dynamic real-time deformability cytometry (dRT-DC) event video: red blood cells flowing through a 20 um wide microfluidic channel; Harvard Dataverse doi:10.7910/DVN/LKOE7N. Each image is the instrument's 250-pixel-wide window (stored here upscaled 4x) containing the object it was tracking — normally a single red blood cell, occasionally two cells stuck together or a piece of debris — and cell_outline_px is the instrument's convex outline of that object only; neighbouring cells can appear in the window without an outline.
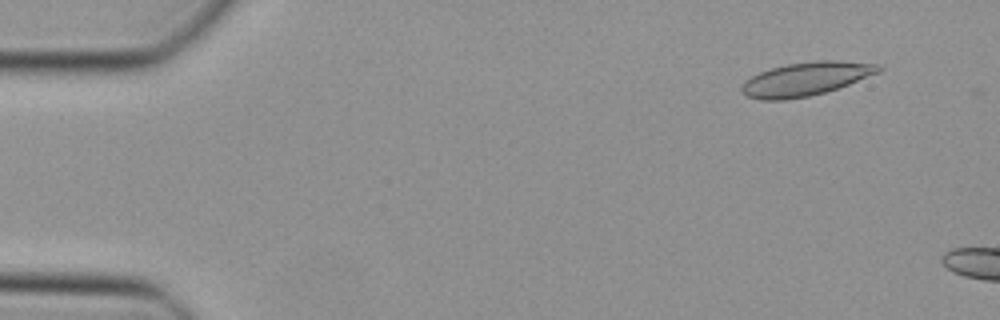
{"species": "Egyptian fruit bat (a non-hibernating species)", "species_latin": "Rousettus aegyptiacus", "temperature_condition": "cold", "stored_images_in_passage": 8, "camera_frame_rate_fps": 3000, "um_per_image_px": 0.085, "animal": {"sex": "female"}, "frame": {"image": 1, "passage_image": 2, "time_ms": 0.333, "image_size_px": [1000, 320], "cell_outline_px": [[884, 68], [880, 72], [848, 84], [824, 92], [808, 96], [784, 100], [760, 100], [748, 96], [740, 88], [744, 80], [760, 72], [772, 68], [788, 64], [816, 60], [836, 60], [880, 64]], "centroid_in_image_um": [68.51, 6.7], "position_along_channel_um": 16.5, "area_um2": 26.59}}